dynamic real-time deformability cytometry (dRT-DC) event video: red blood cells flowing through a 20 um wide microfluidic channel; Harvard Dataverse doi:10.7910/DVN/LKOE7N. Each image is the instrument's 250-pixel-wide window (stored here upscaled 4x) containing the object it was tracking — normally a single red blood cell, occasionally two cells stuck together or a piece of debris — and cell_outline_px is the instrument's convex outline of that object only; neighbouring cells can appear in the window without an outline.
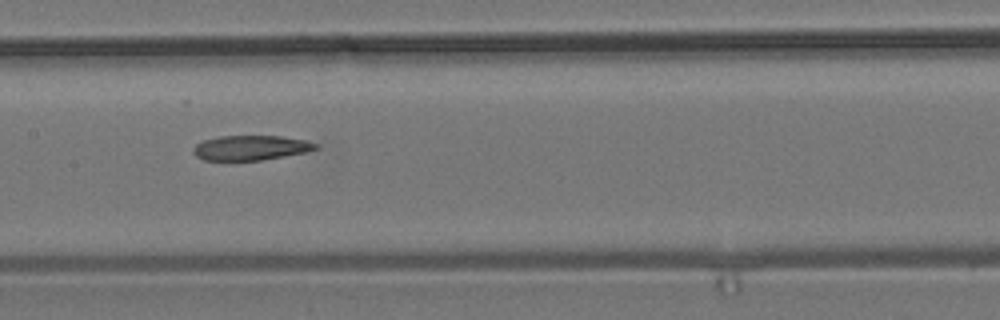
{"species": "common noctule bat (a hibernating species)", "species_latin": "Nyctalus noctula", "temperature_condition": "room temperature", "stored_images_in_passage": 8, "camera_frame_rate_fps": 3000, "um_per_image_px": 0.085, "animal": {"sex": "male", "body_mass_g": 19.2, "forearm_length_mm": 51.8}, "frame": {"image": 1, "passage_image": 6, "time_ms": 5.667, "image_size_px": [1000, 320], "cell_outline_px": [[320, 148], [304, 152], [284, 156], [260, 160], [204, 160], [196, 156], [192, 152], [192, 148], [196, 144], [204, 140], [220, 136], [280, 136], [308, 140], [320, 144]], "centroid_in_image_um": [21.34, 12.55], "position_along_channel_um": 186.1, "area_um2": 17.74}}
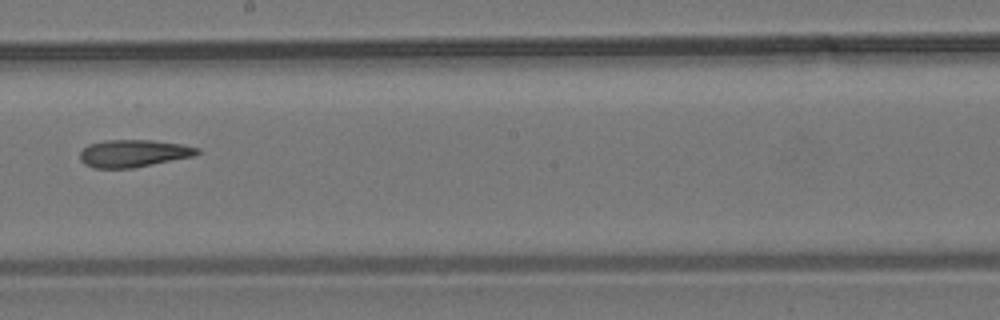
{"frame": {"image": 2, "passage_image": 7, "time_ms": 7.0, "image_size_px": [1000, 320], "cell_outline_px": [[200, 152], [196, 156], [132, 168], [92, 168], [84, 164], [80, 160], [80, 152], [88, 144], [108, 140], [152, 140], [180, 144], [200, 148]], "centroid_in_image_um": [11.35, 13.04], "position_along_channel_um": 236.8, "area_um2": 18.79}}
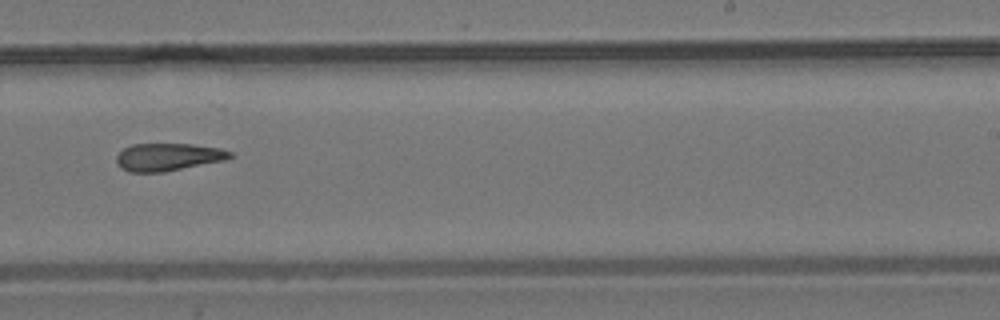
{"frame": {"image": 3, "passage_image": 8, "time_ms": 8.0, "image_size_px": [1000, 320], "cell_outline_px": [[236, 156], [224, 160], [164, 172], [128, 172], [120, 168], [116, 164], [116, 156], [124, 148], [132, 144], [192, 144], [220, 148], [232, 152]], "centroid_in_image_um": [14.28, 13.34], "position_along_channel_um": 274.7, "area_um2": 18.38}}